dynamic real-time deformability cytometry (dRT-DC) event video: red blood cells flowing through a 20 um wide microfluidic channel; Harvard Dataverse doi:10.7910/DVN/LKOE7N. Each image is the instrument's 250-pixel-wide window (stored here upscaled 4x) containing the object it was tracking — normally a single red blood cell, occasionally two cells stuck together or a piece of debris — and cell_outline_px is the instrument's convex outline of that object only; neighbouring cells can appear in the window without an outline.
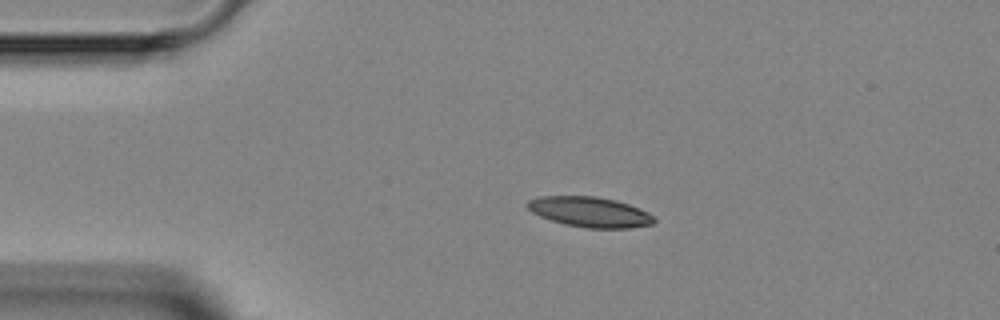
{"species": "Egyptian fruit bat (a non-hibernating species)", "species_latin": "Rousettus aegyptiacus", "temperature_condition": "room temperature", "stored_images_in_passage": 3, "camera_frame_rate_fps": 3000, "um_per_image_px": 0.085, "animal": {"sex": "female"}, "frame": {"image": 1, "passage_image": 2, "time_ms": 1.333, "image_size_px": [1000, 320], "cell_outline_px": [[656, 220], [652, 224], [628, 228], [588, 228], [564, 224], [540, 216], [532, 212], [524, 204], [528, 200], [540, 196], [596, 196], [616, 200], [640, 208], [648, 212]], "centroid_in_image_um": [50.12, 18.01], "position_along_channel_um": 34.9, "area_um2": 22.31}}